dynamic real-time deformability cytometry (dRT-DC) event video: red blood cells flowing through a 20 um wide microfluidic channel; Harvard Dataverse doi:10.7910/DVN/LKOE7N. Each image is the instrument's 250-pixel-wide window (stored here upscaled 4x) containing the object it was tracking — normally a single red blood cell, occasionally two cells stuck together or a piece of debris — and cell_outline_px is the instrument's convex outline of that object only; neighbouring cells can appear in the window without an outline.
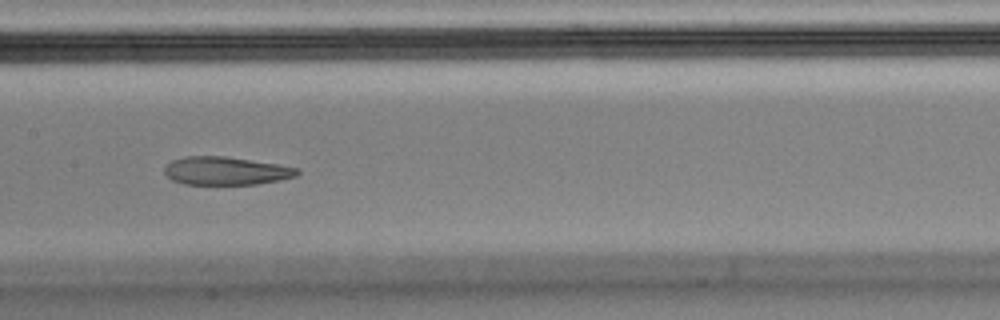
{"species": "Egyptian fruit bat (a non-hibernating species)", "species_latin": "Rousettus aegyptiacus", "temperature_condition": "cold", "stored_images_in_passage": 10, "camera_frame_rate_fps": 3000, "um_per_image_px": 0.085, "animal": {"sex": "male"}, "frame": {"image": 1, "passage_image": 9, "time_ms": 2.667, "image_size_px": [1000, 320], "cell_outline_px": [[300, 172], [296, 176], [280, 180], [256, 184], [184, 184], [172, 180], [164, 172], [164, 168], [172, 160], [184, 156], [224, 156], [276, 164], [300, 168]], "centroid_in_image_um": [19.2, 14.52], "position_along_channel_um": 188.2, "area_um2": 21.68}}